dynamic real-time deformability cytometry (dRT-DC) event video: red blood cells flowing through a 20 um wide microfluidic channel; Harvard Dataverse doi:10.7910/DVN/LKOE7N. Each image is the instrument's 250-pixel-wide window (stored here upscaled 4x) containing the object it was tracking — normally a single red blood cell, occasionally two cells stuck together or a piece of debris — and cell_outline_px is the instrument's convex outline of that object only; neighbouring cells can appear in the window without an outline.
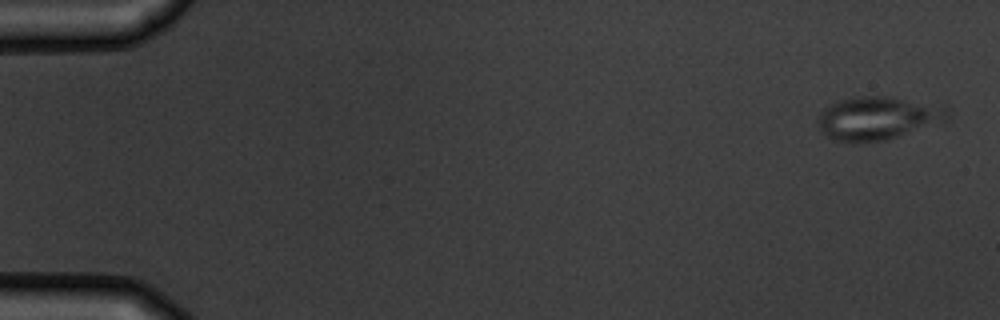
{"species": "common noctule bat (a hibernating species)", "species_latin": "Nyctalus noctula", "temperature_condition": "warm", "stored_images_in_passage": 6, "camera_frame_rate_fps": 3000, "um_per_image_px": 0.085, "animal": {"sex": "male", "body_mass_g": 19.5, "forearm_length_mm": 54.6}, "frame": {"image": 1, "passage_image": 1, "time_ms": 0.0, "image_size_px": [1000, 320], "cell_outline_px": [[948, 120], [884, 140], [836, 140], [824, 136], [816, 124], [816, 120], [820, 112], [824, 108], [840, 100], [856, 96], [892, 96], [948, 104]], "centroid_in_image_um": [74.66, 9.98], "position_along_channel_um": 10.3, "area_um2": 32.83}}